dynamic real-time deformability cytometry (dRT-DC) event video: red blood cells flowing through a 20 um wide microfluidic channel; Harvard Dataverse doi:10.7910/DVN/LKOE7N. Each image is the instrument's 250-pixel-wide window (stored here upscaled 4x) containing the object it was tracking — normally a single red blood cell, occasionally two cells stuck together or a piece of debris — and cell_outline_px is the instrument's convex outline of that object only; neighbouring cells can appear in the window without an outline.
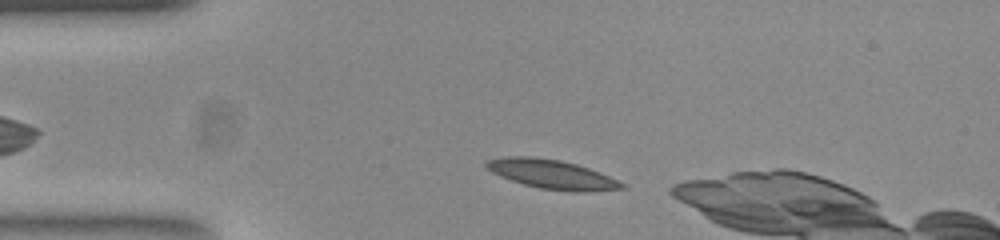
{"species": "common noctule bat (a hibernating species)", "species_latin": "Nyctalus noctula", "temperature_condition": "room temperature", "stored_images_in_passage": 30, "camera_frame_rate_fps": 3000, "um_per_image_px": 0.085, "animal": {"sex": "female", "body_mass_g": 23.0, "forearm_length_mm": 53.4}, "frame": {"image": 1, "passage_image": 3, "time_ms": 0.667, "image_size_px": [1000, 240], "cell_outline_px": [[624, 188], [544, 188], [524, 184], [512, 180], [488, 168], [484, 164], [492, 160], [520, 156], [524, 156], [556, 160], [576, 164], [588, 168], [608, 176], [624, 184]], "centroid_in_image_um": [46.84, 14.75], "position_along_channel_um": 38.2, "area_um2": 20.46}}
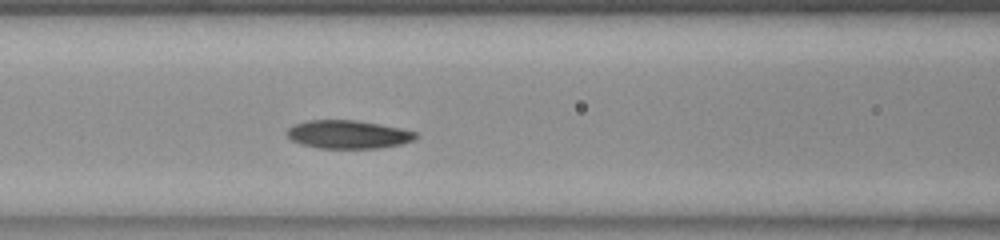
{"frame": {"image": 2, "passage_image": 13, "time_ms": 4.0, "image_size_px": [1000, 240], "cell_outline_px": [[416, 136], [412, 140], [400, 144], [380, 148], [320, 148], [304, 144], [292, 140], [288, 136], [288, 128], [296, 124], [308, 120], [356, 120], [416, 132]], "centroid_in_image_um": [29.56, 11.43], "position_along_channel_um": 137.0, "area_um2": 20.63}}
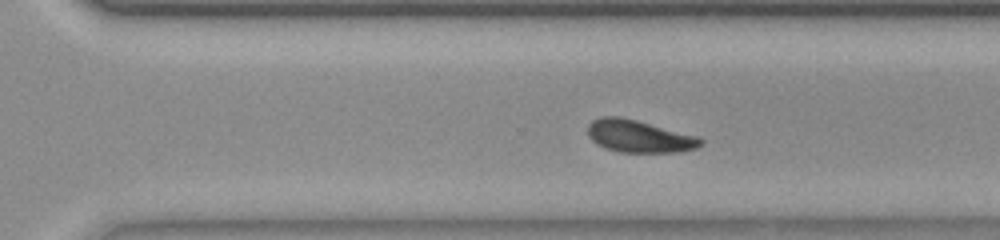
{"frame": {"image": 3, "passage_image": 27, "time_ms": 8.667, "image_size_px": [1000, 240], "cell_outline_px": [[704, 140], [696, 148], [676, 152], [620, 152], [596, 144], [588, 136], [588, 124], [592, 120], [600, 116], [620, 116], [636, 120], [692, 136]], "centroid_in_image_um": [54.22, 11.58], "position_along_channel_um": 316.4, "area_um2": 20.75}}